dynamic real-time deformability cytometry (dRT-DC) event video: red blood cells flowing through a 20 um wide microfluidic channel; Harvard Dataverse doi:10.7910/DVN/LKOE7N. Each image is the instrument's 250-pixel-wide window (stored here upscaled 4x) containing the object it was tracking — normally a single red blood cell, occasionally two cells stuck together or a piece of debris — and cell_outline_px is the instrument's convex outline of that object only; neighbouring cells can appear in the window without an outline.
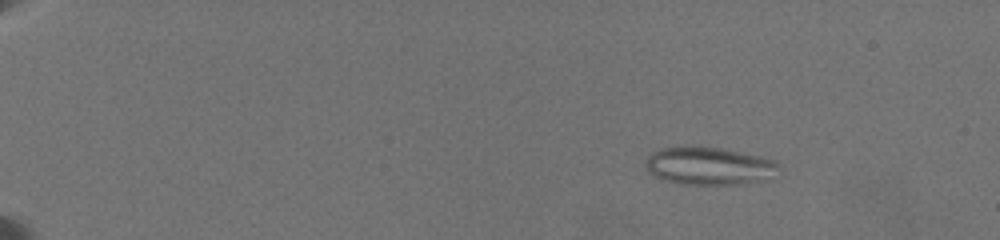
{"species": "common noctule bat (a hibernating species)", "species_latin": "Nyctalus noctula", "temperature_condition": "warm", "stored_images_in_passage": 59, "camera_frame_rate_fps": 3000, "um_per_image_px": 0.085, "animal": {"sex": "female", "body_mass_g": 19.5, "forearm_length_mm": 54.1}, "frame": {"image": 1, "passage_image": 27, "time_ms": 3.0, "image_size_px": [1000, 240], "cell_outline_px": [[780, 164], [764, 180], [744, 184], [684, 184], [664, 180], [652, 176], [648, 172], [644, 164], [648, 156], [652, 152], [660, 148], [684, 144], [700, 144], [760, 156], [776, 160]], "centroid_in_image_um": [60.16, 14.06], "position_along_channel_um": 24.8, "area_um2": 29.88}}
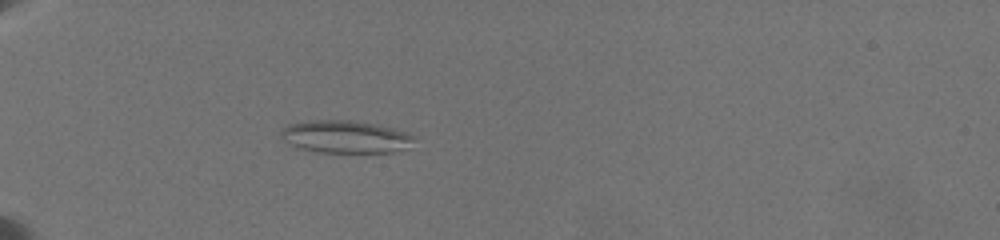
{"frame": {"image": 2, "passage_image": 58, "time_ms": 7.0, "image_size_px": [1000, 240], "cell_outline_px": [[416, 136], [408, 148], [396, 152], [316, 152], [300, 148], [284, 140], [280, 136], [280, 132], [288, 124], [312, 120], [348, 120], [372, 124], [392, 128], [408, 132]], "centroid_in_image_um": [29.38, 11.63], "position_along_channel_um": 55.6, "area_um2": 25.14}}